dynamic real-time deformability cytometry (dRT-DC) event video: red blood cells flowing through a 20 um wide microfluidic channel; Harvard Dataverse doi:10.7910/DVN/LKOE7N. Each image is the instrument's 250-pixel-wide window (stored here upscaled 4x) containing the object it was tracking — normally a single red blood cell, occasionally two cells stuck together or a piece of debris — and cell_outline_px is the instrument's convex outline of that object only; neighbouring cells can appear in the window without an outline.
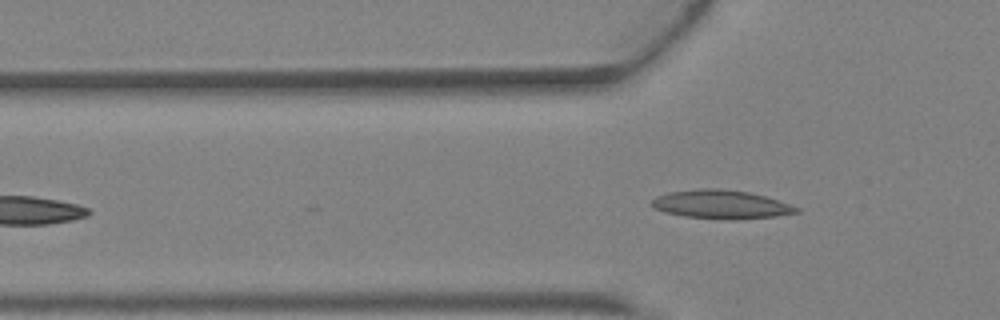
{"species": "Egyptian fruit bat (a non-hibernating species)", "species_latin": "Rousettus aegyptiacus", "temperature_condition": "warm", "stored_images_in_passage": 5, "camera_frame_rate_fps": 3000, "um_per_image_px": 0.085, "animal": {"sex": "female"}, "frame": {"image": 1, "passage_image": 5, "time_ms": 1.333, "image_size_px": [1000, 320], "cell_outline_px": [[800, 212], [776, 216], [740, 220], [732, 220], [684, 216], [664, 212], [648, 204], [656, 196], [668, 192], [696, 188], [720, 188], [748, 192], [764, 196], [800, 208]], "centroid_in_image_um": [61.26, 17.37], "position_along_channel_um": 64.5, "area_um2": 24.28}}